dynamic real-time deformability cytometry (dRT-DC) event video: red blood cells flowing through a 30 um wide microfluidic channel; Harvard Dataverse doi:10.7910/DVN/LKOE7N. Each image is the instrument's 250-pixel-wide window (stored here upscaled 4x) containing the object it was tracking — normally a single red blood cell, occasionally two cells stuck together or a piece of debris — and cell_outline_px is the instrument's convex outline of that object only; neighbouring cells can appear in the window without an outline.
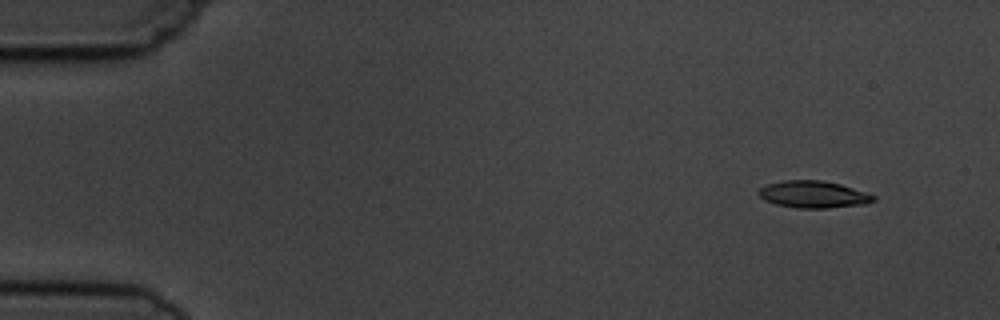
{"species": "common noctule bat (a hibernating species)", "species_latin": "Nyctalus noctula", "temperature_condition": "cold", "stored_images_in_passage": 4, "camera_frame_rate_fps": 3000, "um_per_image_px": 0.085, "animal": {"sex": "male", "body_mass_g": 19.5, "forearm_length_mm": 54.6}, "frame": {"image": 1, "passage_image": 1, "time_ms": 0.0, "image_size_px": [1000, 320], "cell_outline_px": [[876, 200], [868, 204], [828, 208], [800, 208], [776, 204], [764, 200], [756, 192], [760, 188], [768, 184], [784, 180], [820, 180], [840, 184], [868, 192], [876, 196]], "centroid_in_image_um": [69.18, 16.53], "position_along_channel_um": 15.8, "area_um2": 18.21}}
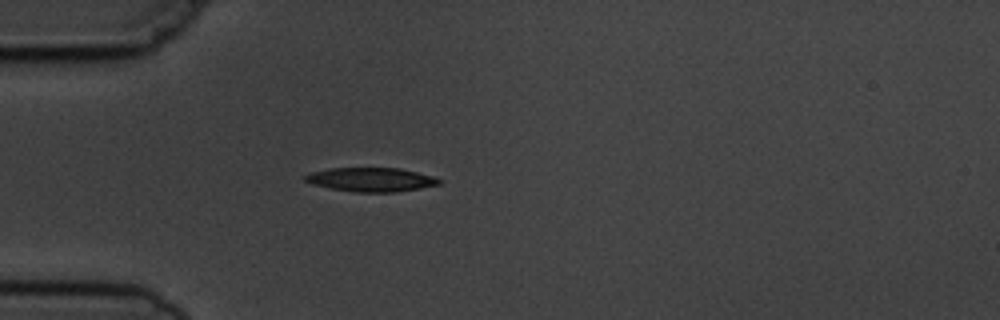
{"frame": {"image": 2, "passage_image": 4, "time_ms": 3.667, "image_size_px": [1000, 320], "cell_outline_px": [[444, 180], [440, 184], [420, 188], [396, 192], [356, 192], [332, 188], [312, 184], [304, 180], [304, 176], [308, 172], [332, 168], [400, 168], [432, 176]], "centroid_in_image_um": [31.54, 15.26], "position_along_channel_um": 53.5, "area_um2": 18.67}}